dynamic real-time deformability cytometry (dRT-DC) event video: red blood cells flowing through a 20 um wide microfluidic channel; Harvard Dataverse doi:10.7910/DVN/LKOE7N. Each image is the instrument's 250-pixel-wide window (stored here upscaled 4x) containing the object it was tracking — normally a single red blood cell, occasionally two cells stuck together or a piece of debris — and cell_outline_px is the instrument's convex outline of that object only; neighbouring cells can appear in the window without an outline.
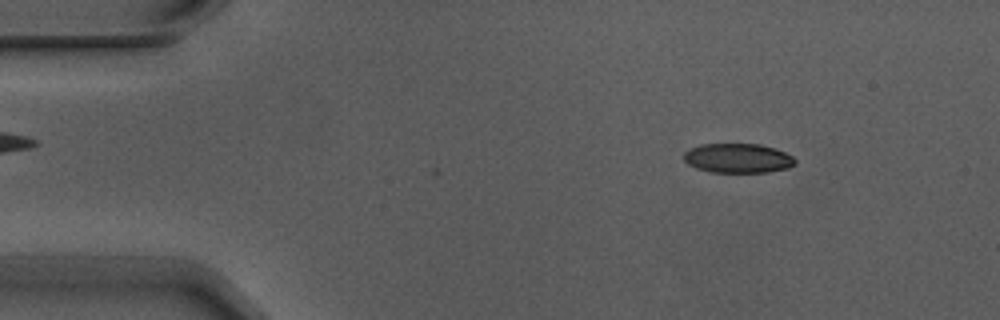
{"species": "Egyptian fruit bat (a non-hibernating species)", "species_latin": "Rousettus aegyptiacus", "temperature_condition": "warm", "stored_images_in_passage": 2, "camera_frame_rate_fps": 3000, "um_per_image_px": 0.085, "animal": {"sex": "male"}, "frame": {"image": 1, "passage_image": 2, "time_ms": 0.333, "image_size_px": [1000, 320], "cell_outline_px": [[796, 164], [788, 168], [768, 172], [708, 172], [696, 168], [688, 164], [684, 160], [684, 152], [688, 148], [700, 144], [760, 144], [784, 152], [792, 156], [796, 160]], "centroid_in_image_um": [62.69, 13.45], "position_along_channel_um": 22.3, "area_um2": 19.19}}